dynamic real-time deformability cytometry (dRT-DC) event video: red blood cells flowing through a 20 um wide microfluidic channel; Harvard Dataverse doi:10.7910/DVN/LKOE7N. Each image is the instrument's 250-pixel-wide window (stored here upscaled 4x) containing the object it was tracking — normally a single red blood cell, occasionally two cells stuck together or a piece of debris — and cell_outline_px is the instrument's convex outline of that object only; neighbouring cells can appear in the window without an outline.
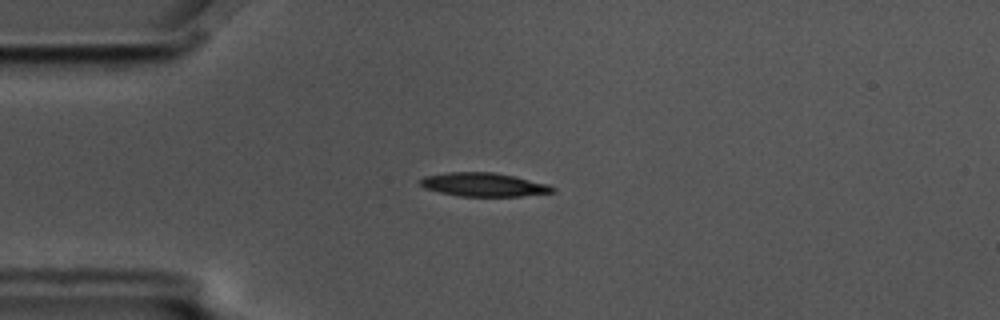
{"species": "common noctule bat (a hibernating species)", "species_latin": "Nyctalus noctula", "temperature_condition": "cold", "stored_images_in_passage": 7, "camera_frame_rate_fps": 3000, "um_per_image_px": 0.085, "animal": {"sex": "male", "body_mass_g": 17.5, "forearm_length_mm": 52.3}, "frame": {"image": 1, "passage_image": 4, "time_ms": 1.0, "image_size_px": [1000, 320], "cell_outline_px": [[556, 192], [520, 196], [460, 196], [440, 192], [424, 188], [420, 184], [420, 180], [424, 176], [448, 172], [492, 172], [512, 176], [548, 184], [556, 188]], "centroid_in_image_um": [41.11, 15.69], "position_along_channel_um": 43.9, "area_um2": 18.09}}